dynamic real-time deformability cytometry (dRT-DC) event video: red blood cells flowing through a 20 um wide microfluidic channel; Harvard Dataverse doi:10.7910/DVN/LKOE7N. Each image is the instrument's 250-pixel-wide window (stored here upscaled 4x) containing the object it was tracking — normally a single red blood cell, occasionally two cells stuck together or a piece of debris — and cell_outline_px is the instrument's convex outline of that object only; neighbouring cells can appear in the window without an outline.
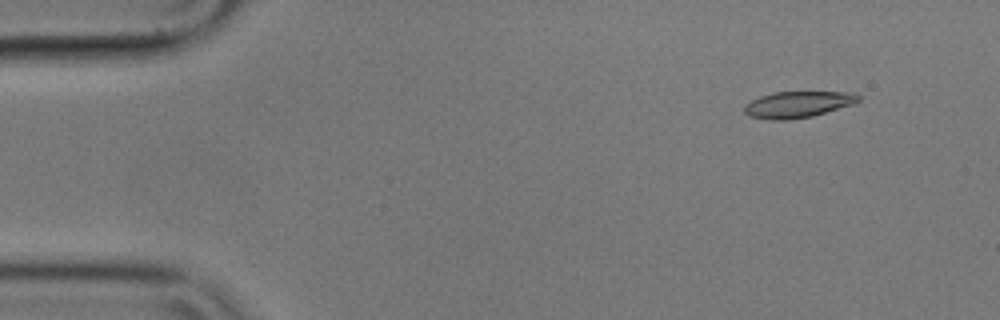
{"species": "common noctule bat (a hibernating species)", "species_latin": "Nyctalus noctula", "temperature_condition": "cold", "stored_images_in_passage": 5, "camera_frame_rate_fps": 3000, "um_per_image_px": 0.085, "animal": {"sex": "male", "body_mass_g": 17.9}, "frame": {"image": 1, "passage_image": 2, "time_ms": 0.333, "image_size_px": [1000, 320], "cell_outline_px": [[860, 100], [852, 104], [812, 116], [788, 120], [768, 120], [752, 116], [744, 112], [744, 104], [760, 96], [772, 92], [852, 92], [860, 96]], "centroid_in_image_um": [67.79, 8.87], "position_along_channel_um": 17.2, "area_um2": 17.4}}
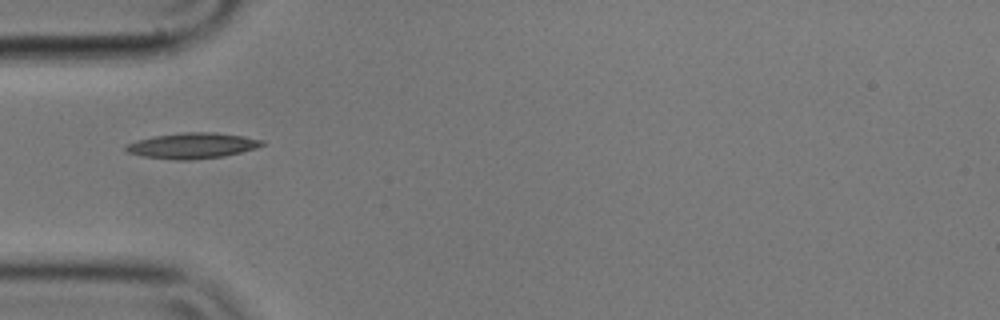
{"frame": {"image": 2, "passage_image": 5, "time_ms": 1.333, "image_size_px": [1000, 320], "cell_outline_px": [[264, 144], [256, 148], [224, 156], [188, 160], [176, 160], [144, 156], [128, 152], [124, 148], [124, 144], [136, 140], [152, 136], [184, 132], [212, 132], [244, 136], [264, 140]], "centroid_in_image_um": [16.32, 12.37], "position_along_channel_um": 68.7, "area_um2": 20.35}}